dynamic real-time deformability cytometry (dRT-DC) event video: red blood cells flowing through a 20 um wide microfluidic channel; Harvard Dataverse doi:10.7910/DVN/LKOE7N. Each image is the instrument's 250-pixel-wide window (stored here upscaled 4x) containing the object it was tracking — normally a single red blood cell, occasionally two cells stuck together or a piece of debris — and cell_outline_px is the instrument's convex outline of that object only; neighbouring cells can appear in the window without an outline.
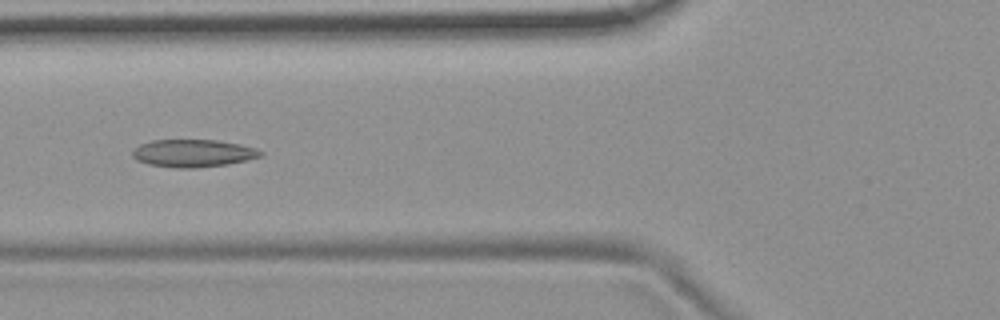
{"species": "common noctule bat (a hibernating species)", "species_latin": "Nyctalus noctula", "temperature_condition": "room temperature", "stored_images_in_passage": 16, "camera_frame_rate_fps": 3000, "um_per_image_px": 0.085, "animal": {"sex": "female", "body_mass_g": 19.9}, "frame": {"image": 1, "passage_image": 7, "time_ms": 8.0, "image_size_px": [1000, 320], "cell_outline_px": [[264, 156], [248, 160], [228, 164], [196, 168], [176, 168], [148, 164], [136, 160], [132, 156], [132, 152], [140, 144], [152, 140], [216, 140], [240, 144], [256, 148], [264, 152]], "centroid_in_image_um": [16.45, 13.03], "position_along_channel_um": 109.3, "area_um2": 20.75}, "authors_computed_cell_mechanics": {"area_um2": 20.4323, "velocity_mm_per_s": 3.6923, "shape_relaxation_time_tau1_ms": 5.5059, "shape_relaxation_time_tau2_ms": 1.223, "deformation_change_tau1": 0.1296, "deformation_change_tau2": 0.068}}